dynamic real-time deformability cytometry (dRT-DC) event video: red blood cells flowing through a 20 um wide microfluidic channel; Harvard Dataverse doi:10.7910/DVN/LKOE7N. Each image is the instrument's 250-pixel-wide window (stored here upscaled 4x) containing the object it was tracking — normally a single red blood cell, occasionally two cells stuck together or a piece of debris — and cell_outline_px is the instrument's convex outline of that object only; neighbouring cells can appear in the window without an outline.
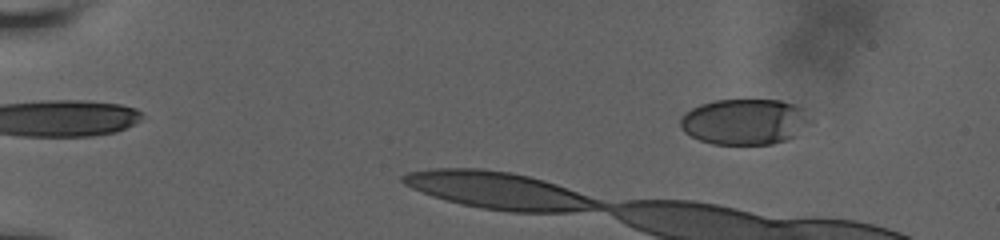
{"species": "human", "species_latin": "Homo sapiens", "temperature_condition": "room temperature", "stored_images_in_passage": 43, "camera_frame_rate_fps": 3000, "um_per_image_px": 0.085, "donor": {"sex": "male"}, "frame": {"image": 1, "passage_image": 9, "time_ms": 2.667, "image_size_px": [1000, 240], "cell_outline_px": [[800, 108], [792, 136], [784, 140], [772, 144], [712, 144], [700, 140], [684, 132], [680, 128], [680, 116], [684, 112], [700, 104], [716, 100], [780, 100], [792, 104]], "centroid_in_image_um": [62.97, 10.34], "position_along_channel_um": 22.0, "area_um2": 32.77}}
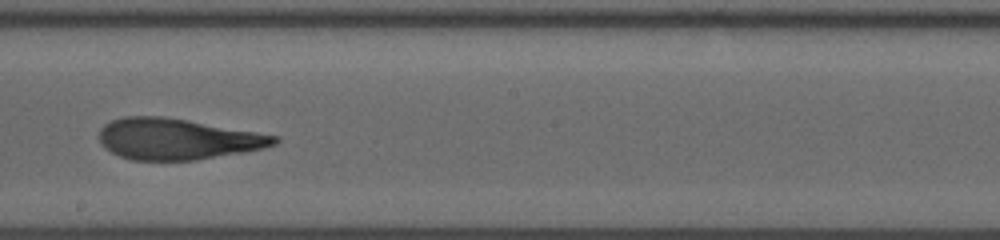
{"frame": {"image": 2, "passage_image": 28, "time_ms": 9.0, "image_size_px": [1000, 240], "cell_outline_px": [[280, 140], [276, 144], [264, 148], [244, 152], [196, 160], [132, 160], [120, 156], [104, 148], [100, 144], [100, 128], [104, 124], [112, 120], [124, 116], [164, 116], [188, 120], [280, 136]], "centroid_in_image_um": [15.08, 11.81], "position_along_channel_um": 233.1, "area_um2": 42.02}}
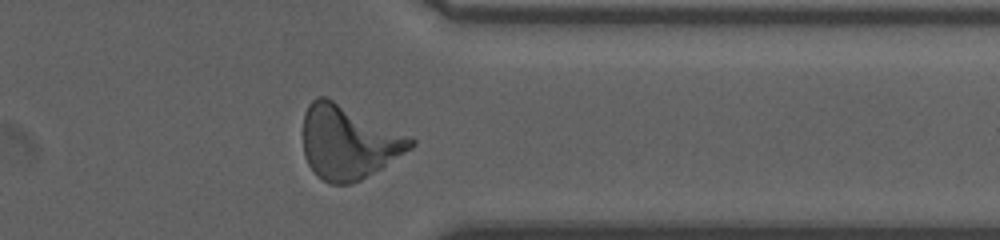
{"frame": {"image": 3, "passage_image": 40, "time_ms": 13.0, "image_size_px": [1000, 240], "cell_outline_px": [[416, 144], [412, 148], [380, 168], [360, 180], [348, 184], [332, 184], [316, 176], [308, 164], [304, 156], [304, 112], [308, 104], [316, 96], [324, 96], [412, 136], [416, 140]], "centroid_in_image_um": [29.61, 12.08], "position_along_channel_um": 381.8, "area_um2": 46.01}, "authors_computed_cell_mechanics": {"area_um2": 41.6738, "velocity_mm_per_s": 3.7894, "shape_relaxation_time_tau1_ms": null, "shape_relaxation_time_tau2_ms": 2.4441, "deformation_change_tau1": null, "deformation_change_tau2": 0.1197}}